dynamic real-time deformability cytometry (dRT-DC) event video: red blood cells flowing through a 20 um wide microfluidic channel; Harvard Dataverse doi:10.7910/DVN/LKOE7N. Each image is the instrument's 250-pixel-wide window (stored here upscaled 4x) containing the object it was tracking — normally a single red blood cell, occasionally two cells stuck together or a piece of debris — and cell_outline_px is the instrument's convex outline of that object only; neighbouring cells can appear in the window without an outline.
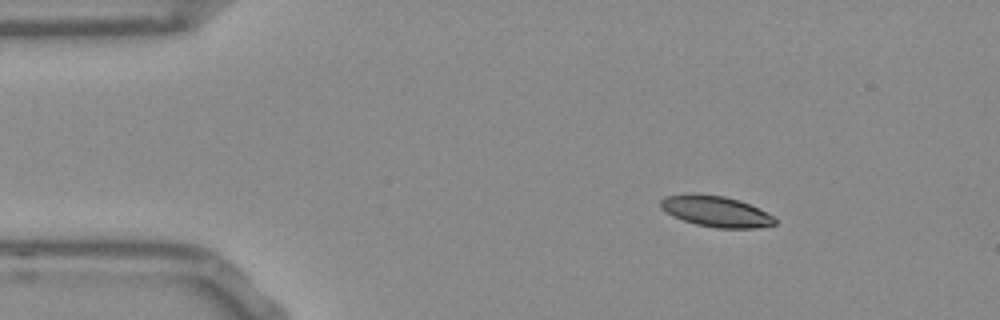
{"species": "Egyptian fruit bat (a non-hibernating species)", "species_latin": "Rousettus aegyptiacus", "temperature_condition": "room temperature", "stored_images_in_passage": 46, "camera_frame_rate_fps": 3000, "um_per_image_px": 0.085, "frame": {"image": 1, "passage_image": 1, "time_ms": 0.0, "image_size_px": [1000, 320], "cell_outline_px": [[776, 224], [756, 228], [716, 228], [696, 224], [672, 216], [660, 208], [660, 200], [664, 196], [724, 196], [740, 200], [776, 216]], "centroid_in_image_um": [60.92, 18.01], "position_along_channel_um": 24.1, "area_um2": 20.06}}
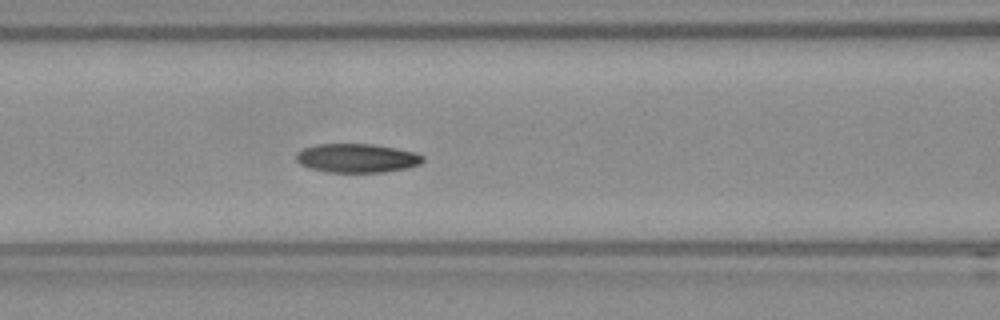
{"frame": {"image": 2, "passage_image": 15, "time_ms": 4.667, "image_size_px": [1000, 320], "cell_outline_px": [[424, 160], [420, 164], [408, 168], [384, 172], [328, 172], [312, 168], [300, 164], [296, 160], [296, 152], [304, 148], [316, 144], [372, 144], [416, 152], [424, 156]], "centroid_in_image_um": [30.36, 13.44], "position_along_channel_um": 136.2, "area_um2": 21.33}}
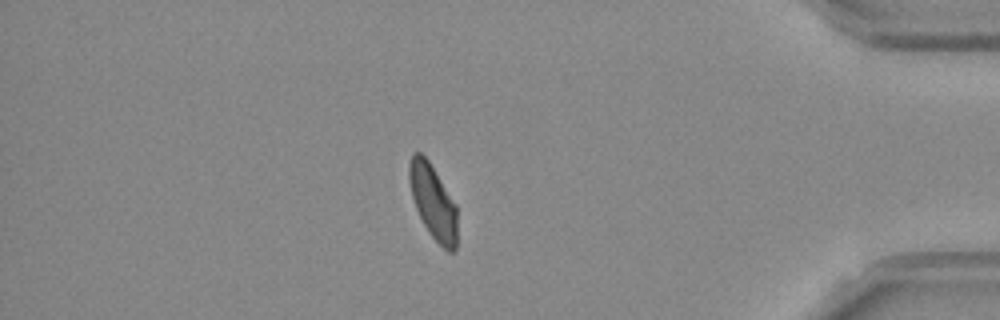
{"frame": {"image": 3, "passage_image": 39, "time_ms": 12.667, "image_size_px": [1000, 320], "cell_outline_px": [[456, 248], [452, 252], [448, 252], [428, 232], [416, 208], [412, 196], [408, 180], [408, 164], [412, 152], [420, 152], [428, 160], [456, 204]], "centroid_in_image_um": [36.78, 17.12], "position_along_channel_um": 398.4, "area_um2": 20.63}, "authors_computed_cell_mechanics": {"area_um2": 21.2415, "velocity_mm_per_s": 3.7826, "shape_relaxation_time_tau1_ms": 4.8244, "shape_relaxation_time_tau2_ms": 7.3525, "deformation_change_tau1": 0.1433, "deformation_change_tau2": 0.122}}